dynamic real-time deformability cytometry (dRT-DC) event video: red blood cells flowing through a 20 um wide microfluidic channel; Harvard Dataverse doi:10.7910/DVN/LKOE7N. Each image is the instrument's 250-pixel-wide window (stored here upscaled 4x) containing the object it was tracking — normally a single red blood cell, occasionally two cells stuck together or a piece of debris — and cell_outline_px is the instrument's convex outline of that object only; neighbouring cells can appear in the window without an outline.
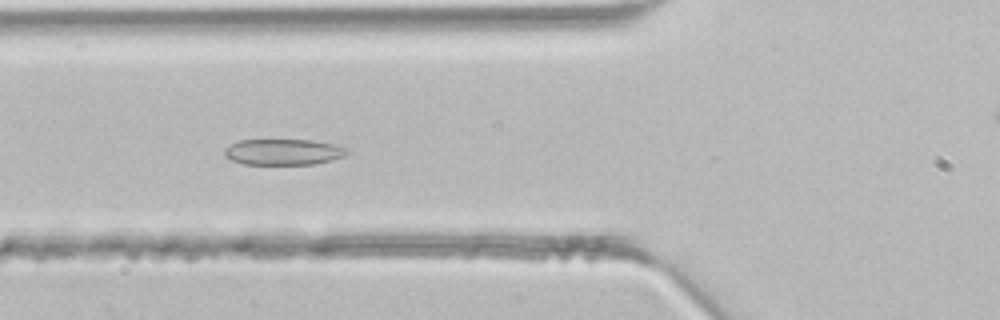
{"species": "common noctule bat (a hibernating species)", "species_latin": "Nyctalus noctula", "temperature_condition": "room temperature", "stored_images_in_passage": 31, "camera_frame_rate_fps": 3000, "um_per_image_px": 0.085, "animal": {"sex": "male", "body_mass_g": 21.5, "forearm_length_mm": 52.0}, "frame": {"image": 1, "passage_image": 9, "time_ms": 2.667, "image_size_px": [1000, 320], "cell_outline_px": [[348, 152], [344, 156], [332, 160], [312, 164], [244, 164], [232, 160], [224, 156], [224, 148], [240, 140], [312, 140], [332, 144], [348, 148]], "centroid_in_image_um": [24.08, 12.92], "position_along_channel_um": 101.7, "area_um2": 18.44}}
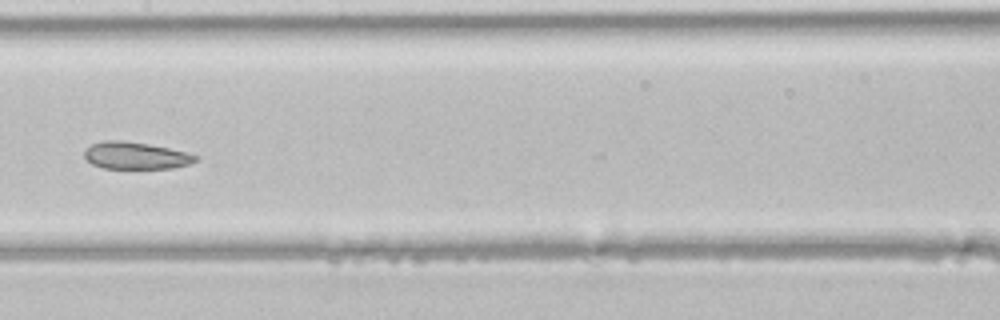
{"frame": {"image": 2, "passage_image": 15, "time_ms": 4.667, "image_size_px": [1000, 320], "cell_outline_px": [[200, 156], [196, 160], [188, 164], [172, 168], [104, 168], [92, 164], [84, 156], [84, 148], [92, 144], [104, 140], [120, 140], [148, 144], [168, 148]], "centroid_in_image_um": [11.49, 13.22], "position_along_channel_um": 195.9, "area_um2": 17.4}}
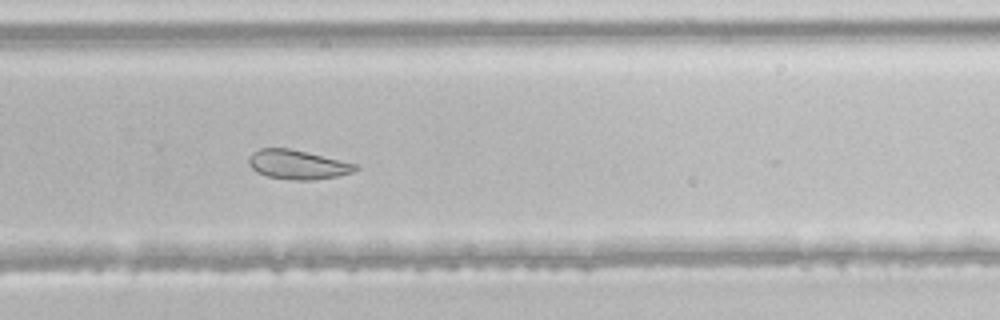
{"frame": {"image": 3, "passage_image": 22, "time_ms": 7.0, "image_size_px": [1000, 320], "cell_outline_px": [[360, 168], [352, 172], [336, 176], [316, 180], [296, 180], [268, 176], [256, 172], [248, 164], [248, 160], [252, 152], [260, 148], [288, 148], [356, 164]], "centroid_in_image_um": [25.26, 13.99], "position_along_channel_um": 304.5, "area_um2": 17.92}}